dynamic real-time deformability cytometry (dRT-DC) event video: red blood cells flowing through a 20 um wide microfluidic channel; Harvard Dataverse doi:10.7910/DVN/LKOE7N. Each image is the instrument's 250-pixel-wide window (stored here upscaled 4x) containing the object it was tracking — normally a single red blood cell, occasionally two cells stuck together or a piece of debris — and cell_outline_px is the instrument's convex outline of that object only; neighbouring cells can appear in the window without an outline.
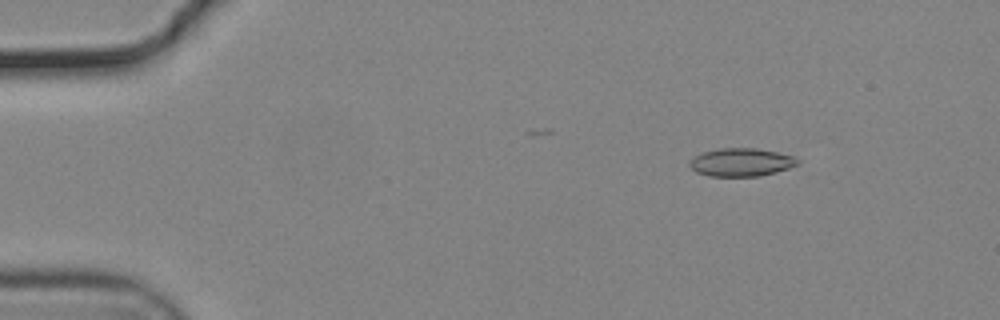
{"species": "common noctule bat (a hibernating species)", "species_latin": "Nyctalus noctula", "temperature_condition": "cold", "stored_images_in_passage": 51, "camera_frame_rate_fps": 3000, "um_per_image_px": 0.085, "animal": {"sex": "male", "body_mass_g": 19.2, "forearm_length_mm": 51.8}, "frame": {"image": 1, "passage_image": 3, "time_ms": 0.667, "image_size_px": [1000, 320], "cell_outline_px": [[800, 164], [776, 172], [760, 176], [708, 176], [696, 172], [688, 164], [696, 156], [704, 152], [720, 148], [756, 148], [796, 156], [800, 160]], "centroid_in_image_um": [63.05, 13.79], "position_along_channel_um": 21.9, "area_um2": 17.69}}
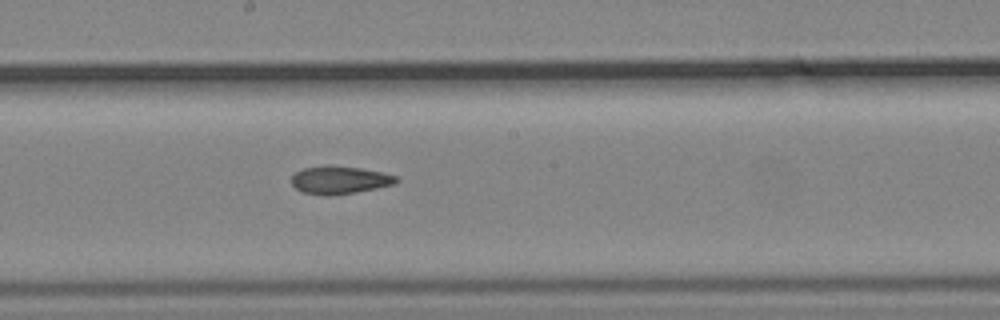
{"frame": {"image": 2, "passage_image": 26, "time_ms": 8.333, "image_size_px": [1000, 320], "cell_outline_px": [[400, 180], [396, 184], [356, 192], [332, 196], [324, 196], [300, 192], [292, 184], [292, 176], [296, 172], [304, 168], [328, 164], [360, 168], [380, 172], [396, 176]], "centroid_in_image_um": [28.85, 15.3], "position_along_channel_um": 219.3, "area_um2": 17.22}}
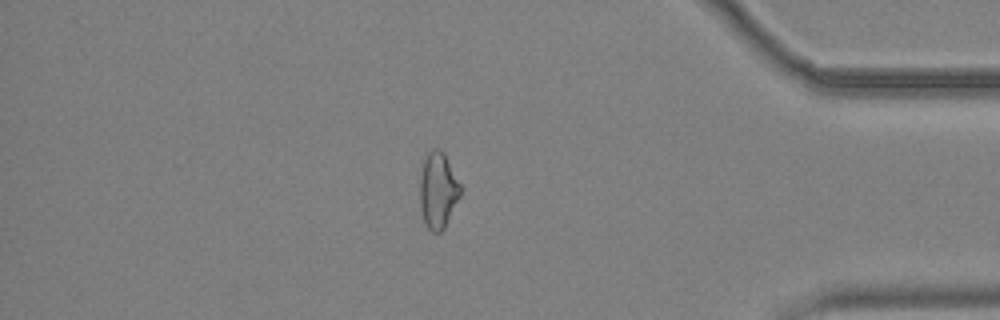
{"frame": {"image": 3, "passage_image": 43, "time_ms": 14.0, "image_size_px": [1000, 320], "cell_outline_px": [[460, 196], [444, 228], [440, 232], [432, 232], [428, 228], [424, 220], [420, 204], [420, 176], [424, 160], [428, 152], [432, 148], [440, 148], [444, 152], [460, 184]], "centroid_in_image_um": [37.22, 16.15], "position_along_channel_um": 398.0, "area_um2": 17.8}, "authors_computed_cell_mechanics": {"area_um2": 17.5134, "velocity_mm_per_s": 3.729, "shape_relaxation_time_tau1_ms": null, "shape_relaxation_time_tau2_ms": 3.6973, "deformation_change_tau1": null, "deformation_change_tau2": 0.103}}